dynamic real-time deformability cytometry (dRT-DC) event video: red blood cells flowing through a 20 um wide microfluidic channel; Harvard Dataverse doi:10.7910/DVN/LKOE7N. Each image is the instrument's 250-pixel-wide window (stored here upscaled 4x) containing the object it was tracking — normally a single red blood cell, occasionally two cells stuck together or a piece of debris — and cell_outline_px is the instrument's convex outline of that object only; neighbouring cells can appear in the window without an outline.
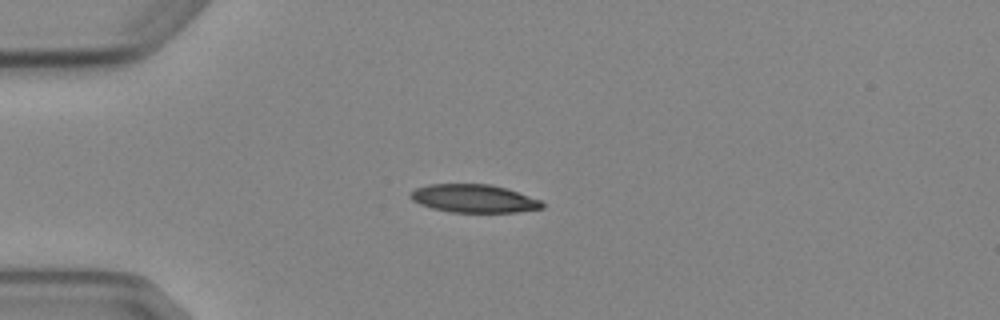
{"species": "Egyptian fruit bat (a non-hibernating species)", "species_latin": "Rousettus aegyptiacus", "temperature_condition": "cold", "stored_images_in_passage": 3, "camera_frame_rate_fps": 3000, "um_per_image_px": 0.085, "animal": {"sex": "female"}, "frame": {"image": 1, "passage_image": 1, "time_ms": 0.0, "image_size_px": [1000, 320], "cell_outline_px": [[544, 208], [516, 212], [452, 212], [432, 208], [420, 204], [412, 200], [408, 196], [408, 192], [416, 188], [428, 184], [492, 184], [540, 200], [544, 204]], "centroid_in_image_um": [40.22, 16.87], "position_along_channel_um": 44.8, "area_um2": 21.5}}
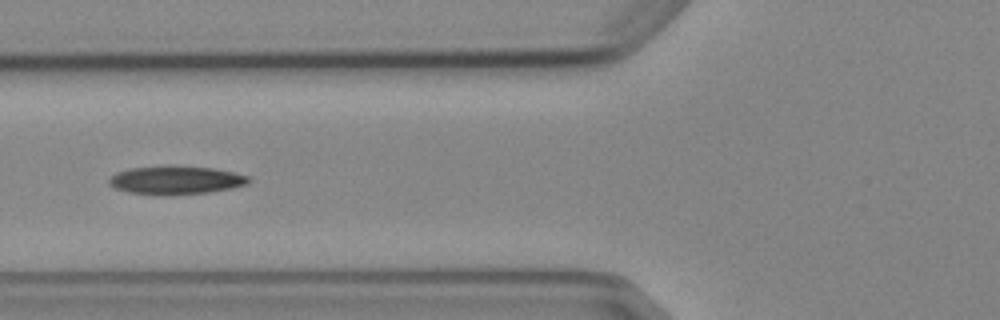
{"frame": {"image": 2, "passage_image": 3, "time_ms": 2.333, "image_size_px": [1000, 320], "cell_outline_px": [[252, 180], [248, 184], [232, 188], [208, 192], [132, 192], [116, 188], [108, 184], [108, 180], [116, 172], [128, 168], [212, 168], [232, 172], [248, 176]], "centroid_in_image_um": [15.0, 15.3], "position_along_channel_um": 110.8, "area_um2": 21.15}}